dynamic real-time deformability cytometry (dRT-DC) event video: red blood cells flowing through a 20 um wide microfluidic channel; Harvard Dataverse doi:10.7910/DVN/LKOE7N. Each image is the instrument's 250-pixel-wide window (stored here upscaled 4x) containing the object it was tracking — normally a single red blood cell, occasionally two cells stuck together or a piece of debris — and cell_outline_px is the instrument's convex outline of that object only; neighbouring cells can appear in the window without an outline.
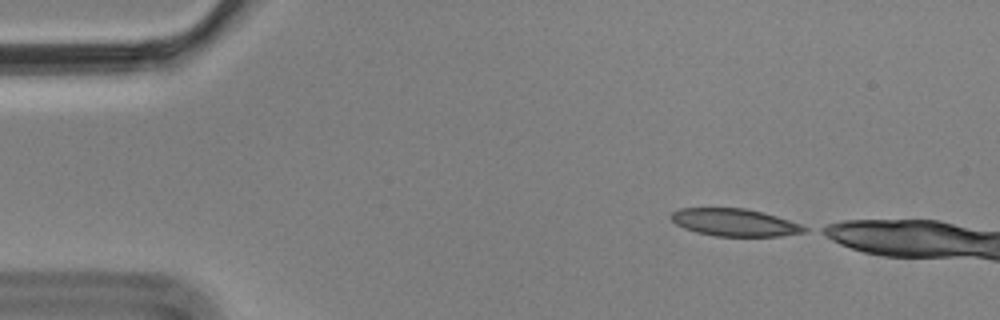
{"species": "Egyptian fruit bat (a non-hibernating species)", "species_latin": "Rousettus aegyptiacus", "temperature_condition": "cold", "stored_images_in_passage": 2, "camera_frame_rate_fps": 3000, "um_per_image_px": 0.085, "animal": {"sex": "male"}, "frame": {"image": 1, "passage_image": 1, "time_ms": 0.0, "image_size_px": [1000, 320], "cell_outline_px": [[808, 232], [780, 236], [716, 236], [696, 232], [684, 228], [676, 224], [668, 216], [672, 212], [680, 208], [744, 208], [776, 216], [800, 224], [808, 228]], "centroid_in_image_um": [62.43, 18.91], "position_along_channel_um": 22.6, "area_um2": 21.27}}